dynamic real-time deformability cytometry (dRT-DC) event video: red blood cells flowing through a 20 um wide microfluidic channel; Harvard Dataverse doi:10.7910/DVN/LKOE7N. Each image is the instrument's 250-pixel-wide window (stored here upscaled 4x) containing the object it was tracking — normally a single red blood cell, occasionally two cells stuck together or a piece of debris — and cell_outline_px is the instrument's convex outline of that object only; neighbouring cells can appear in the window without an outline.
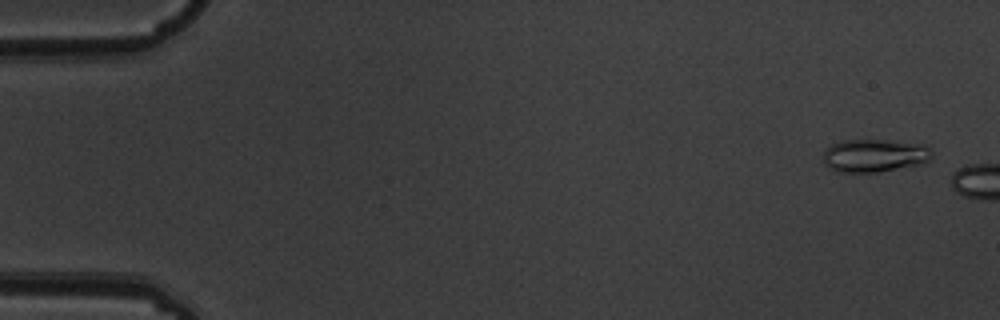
{"species": "common noctule bat (a hibernating species)", "species_latin": "Nyctalus noctula", "temperature_condition": "warm", "stored_images_in_passage": 3, "camera_frame_rate_fps": 3000, "um_per_image_px": 0.085, "animal": {"sex": "male", "body_mass_g": 19.5, "forearm_length_mm": 54.6}, "frame": {"image": 1, "passage_image": 1, "time_ms": 0.0, "image_size_px": [1000, 320], "cell_outline_px": [[932, 156], [928, 160], [920, 164], [876, 172], [836, 172], [824, 164], [824, 152], [832, 144], [844, 140], [888, 140], [924, 144], [932, 152]], "centroid_in_image_um": [74.32, 13.22], "position_along_channel_um": 10.7, "area_um2": 20.75}}